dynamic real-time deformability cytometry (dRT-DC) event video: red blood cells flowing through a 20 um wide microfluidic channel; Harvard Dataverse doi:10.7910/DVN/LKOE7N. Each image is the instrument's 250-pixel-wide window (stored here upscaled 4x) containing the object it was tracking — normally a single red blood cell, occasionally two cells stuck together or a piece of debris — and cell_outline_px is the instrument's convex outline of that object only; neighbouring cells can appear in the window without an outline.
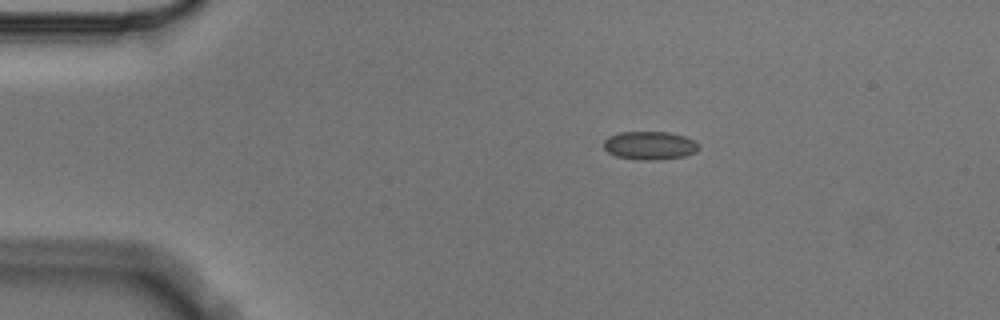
{"species": "Egyptian fruit bat (a non-hibernating species)", "species_latin": "Rousettus aegyptiacus", "temperature_condition": "cold", "stored_images_in_passage": 13, "camera_frame_rate_fps": 3000, "um_per_image_px": 0.085, "animal": {"sex": "male"}, "frame": {"image": 1, "passage_image": 1, "time_ms": 0.0, "image_size_px": [1000, 320], "cell_outline_px": [[700, 148], [696, 152], [684, 156], [656, 160], [644, 160], [616, 156], [608, 152], [604, 148], [604, 140], [608, 136], [620, 132], [668, 132], [684, 136], [700, 144]], "centroid_in_image_um": [55.24, 12.36], "position_along_channel_um": 29.8, "area_um2": 15.66}}
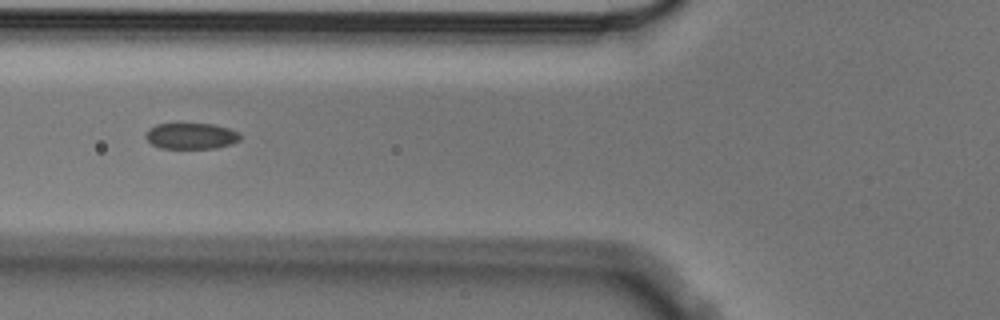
{"frame": {"image": 2, "passage_image": 4, "time_ms": 1.0, "image_size_px": [1000, 320], "cell_outline_px": [[240, 140], [232, 144], [216, 148], [160, 148], [152, 144], [144, 136], [148, 128], [156, 124], [212, 124], [228, 128], [240, 132]], "centroid_in_image_um": [16.25, 11.56], "position_along_channel_um": 109.6, "area_um2": 14.39}}
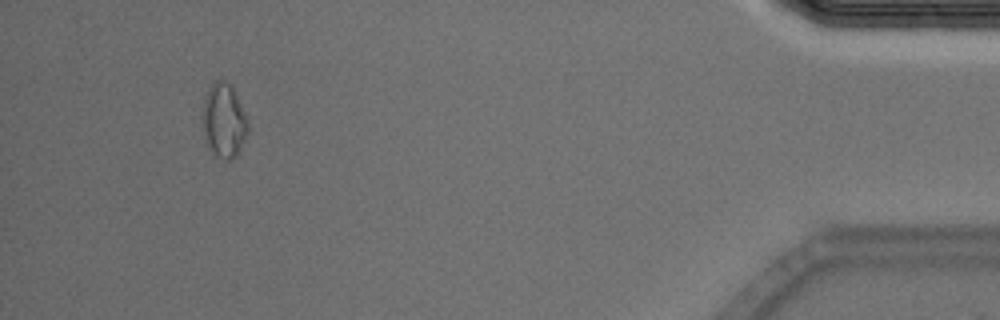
{"frame": {"image": 3, "passage_image": 12, "time_ms": 3.667, "image_size_px": [1000, 320], "cell_outline_px": [[248, 132], [240, 148], [232, 160], [224, 160], [216, 156], [204, 140], [200, 124], [200, 116], [204, 100], [208, 88], [216, 80], [224, 80], [232, 84], [248, 120]], "centroid_in_image_um": [18.99, 10.24], "position_along_channel_um": 416.2, "area_um2": 20.17}}